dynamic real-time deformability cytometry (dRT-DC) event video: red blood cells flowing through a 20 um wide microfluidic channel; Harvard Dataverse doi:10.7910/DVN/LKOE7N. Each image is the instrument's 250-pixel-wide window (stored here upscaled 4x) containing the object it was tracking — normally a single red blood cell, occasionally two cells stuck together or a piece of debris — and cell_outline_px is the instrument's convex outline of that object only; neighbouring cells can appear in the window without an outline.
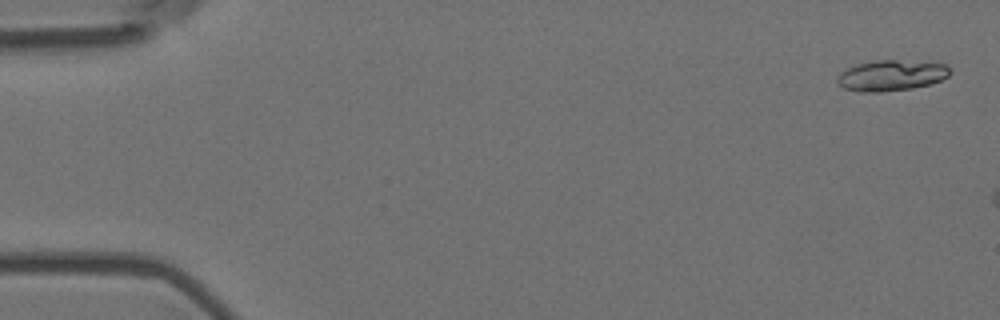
{"species": "Egyptian fruit bat (a non-hibernating species)", "species_latin": "Rousettus aegyptiacus", "temperature_condition": "room temperature", "stored_images_in_passage": 8, "camera_frame_rate_fps": 3000, "um_per_image_px": 0.085, "animal": {"sex": "female"}, "frame": {"image": 1, "passage_image": 2, "time_ms": 0.333, "image_size_px": [1000, 320], "cell_outline_px": [[948, 76], [940, 80], [928, 84], [912, 88], [880, 92], [860, 92], [844, 88], [836, 84], [836, 80], [840, 72], [844, 68], [856, 64], [872, 60], [896, 60], [948, 64]], "centroid_in_image_um": [75.67, 6.41], "position_along_channel_um": 9.3, "area_um2": 20.23}}